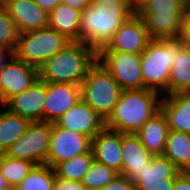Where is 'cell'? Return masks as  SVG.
I'll return each instance as SVG.
<instances>
[{
    "mask_svg": "<svg viewBox=\"0 0 190 190\" xmlns=\"http://www.w3.org/2000/svg\"><path fill=\"white\" fill-rule=\"evenodd\" d=\"M134 13L128 0H92L81 12L79 41L98 51Z\"/></svg>",
    "mask_w": 190,
    "mask_h": 190,
    "instance_id": "cell-1",
    "label": "cell"
},
{
    "mask_svg": "<svg viewBox=\"0 0 190 190\" xmlns=\"http://www.w3.org/2000/svg\"><path fill=\"white\" fill-rule=\"evenodd\" d=\"M98 62V51L80 41H71L39 69V79L46 83L80 85L89 70Z\"/></svg>",
    "mask_w": 190,
    "mask_h": 190,
    "instance_id": "cell-2",
    "label": "cell"
},
{
    "mask_svg": "<svg viewBox=\"0 0 190 190\" xmlns=\"http://www.w3.org/2000/svg\"><path fill=\"white\" fill-rule=\"evenodd\" d=\"M160 102L161 95L152 90H122L112 113L105 120V127L136 134L147 120L160 111Z\"/></svg>",
    "mask_w": 190,
    "mask_h": 190,
    "instance_id": "cell-3",
    "label": "cell"
},
{
    "mask_svg": "<svg viewBox=\"0 0 190 190\" xmlns=\"http://www.w3.org/2000/svg\"><path fill=\"white\" fill-rule=\"evenodd\" d=\"M186 6L183 0H147L136 13L143 19L151 39L178 40Z\"/></svg>",
    "mask_w": 190,
    "mask_h": 190,
    "instance_id": "cell-4",
    "label": "cell"
},
{
    "mask_svg": "<svg viewBox=\"0 0 190 190\" xmlns=\"http://www.w3.org/2000/svg\"><path fill=\"white\" fill-rule=\"evenodd\" d=\"M81 99L104 121L112 113L122 92L113 76L97 62L80 84Z\"/></svg>",
    "mask_w": 190,
    "mask_h": 190,
    "instance_id": "cell-5",
    "label": "cell"
},
{
    "mask_svg": "<svg viewBox=\"0 0 190 190\" xmlns=\"http://www.w3.org/2000/svg\"><path fill=\"white\" fill-rule=\"evenodd\" d=\"M143 88L168 91L169 74L174 60V40L151 39L141 54Z\"/></svg>",
    "mask_w": 190,
    "mask_h": 190,
    "instance_id": "cell-6",
    "label": "cell"
},
{
    "mask_svg": "<svg viewBox=\"0 0 190 190\" xmlns=\"http://www.w3.org/2000/svg\"><path fill=\"white\" fill-rule=\"evenodd\" d=\"M71 41L50 27L19 33L14 56L38 69Z\"/></svg>",
    "mask_w": 190,
    "mask_h": 190,
    "instance_id": "cell-7",
    "label": "cell"
},
{
    "mask_svg": "<svg viewBox=\"0 0 190 190\" xmlns=\"http://www.w3.org/2000/svg\"><path fill=\"white\" fill-rule=\"evenodd\" d=\"M51 134L52 123L30 122L25 133L4 154L35 165L47 164Z\"/></svg>",
    "mask_w": 190,
    "mask_h": 190,
    "instance_id": "cell-8",
    "label": "cell"
},
{
    "mask_svg": "<svg viewBox=\"0 0 190 190\" xmlns=\"http://www.w3.org/2000/svg\"><path fill=\"white\" fill-rule=\"evenodd\" d=\"M118 82L122 90L142 89L141 54L98 51V62Z\"/></svg>",
    "mask_w": 190,
    "mask_h": 190,
    "instance_id": "cell-9",
    "label": "cell"
},
{
    "mask_svg": "<svg viewBox=\"0 0 190 190\" xmlns=\"http://www.w3.org/2000/svg\"><path fill=\"white\" fill-rule=\"evenodd\" d=\"M91 148V137L61 128L56 123H52L47 165L54 168L60 162L72 159L81 153L92 151Z\"/></svg>",
    "mask_w": 190,
    "mask_h": 190,
    "instance_id": "cell-10",
    "label": "cell"
},
{
    "mask_svg": "<svg viewBox=\"0 0 190 190\" xmlns=\"http://www.w3.org/2000/svg\"><path fill=\"white\" fill-rule=\"evenodd\" d=\"M39 79L38 68L15 56L0 69V105L22 93Z\"/></svg>",
    "mask_w": 190,
    "mask_h": 190,
    "instance_id": "cell-11",
    "label": "cell"
},
{
    "mask_svg": "<svg viewBox=\"0 0 190 190\" xmlns=\"http://www.w3.org/2000/svg\"><path fill=\"white\" fill-rule=\"evenodd\" d=\"M150 40L143 19L134 13L121 25L109 42L98 51L142 54Z\"/></svg>",
    "mask_w": 190,
    "mask_h": 190,
    "instance_id": "cell-12",
    "label": "cell"
},
{
    "mask_svg": "<svg viewBox=\"0 0 190 190\" xmlns=\"http://www.w3.org/2000/svg\"><path fill=\"white\" fill-rule=\"evenodd\" d=\"M180 172L164 155H153L134 185L136 190H173Z\"/></svg>",
    "mask_w": 190,
    "mask_h": 190,
    "instance_id": "cell-13",
    "label": "cell"
},
{
    "mask_svg": "<svg viewBox=\"0 0 190 190\" xmlns=\"http://www.w3.org/2000/svg\"><path fill=\"white\" fill-rule=\"evenodd\" d=\"M80 100V85L71 83H46L43 121L56 123L64 113Z\"/></svg>",
    "mask_w": 190,
    "mask_h": 190,
    "instance_id": "cell-14",
    "label": "cell"
},
{
    "mask_svg": "<svg viewBox=\"0 0 190 190\" xmlns=\"http://www.w3.org/2000/svg\"><path fill=\"white\" fill-rule=\"evenodd\" d=\"M45 99L46 82L38 79L28 89L11 97L2 107L30 122H39L43 121Z\"/></svg>",
    "mask_w": 190,
    "mask_h": 190,
    "instance_id": "cell-15",
    "label": "cell"
},
{
    "mask_svg": "<svg viewBox=\"0 0 190 190\" xmlns=\"http://www.w3.org/2000/svg\"><path fill=\"white\" fill-rule=\"evenodd\" d=\"M3 6L19 33L48 27L49 14L41 9L34 0H5Z\"/></svg>",
    "mask_w": 190,
    "mask_h": 190,
    "instance_id": "cell-16",
    "label": "cell"
},
{
    "mask_svg": "<svg viewBox=\"0 0 190 190\" xmlns=\"http://www.w3.org/2000/svg\"><path fill=\"white\" fill-rule=\"evenodd\" d=\"M56 124L92 139L105 127V121L82 99L64 113Z\"/></svg>",
    "mask_w": 190,
    "mask_h": 190,
    "instance_id": "cell-17",
    "label": "cell"
},
{
    "mask_svg": "<svg viewBox=\"0 0 190 190\" xmlns=\"http://www.w3.org/2000/svg\"><path fill=\"white\" fill-rule=\"evenodd\" d=\"M122 132L104 127L92 139L94 159L111 167L122 175Z\"/></svg>",
    "mask_w": 190,
    "mask_h": 190,
    "instance_id": "cell-18",
    "label": "cell"
},
{
    "mask_svg": "<svg viewBox=\"0 0 190 190\" xmlns=\"http://www.w3.org/2000/svg\"><path fill=\"white\" fill-rule=\"evenodd\" d=\"M122 175L135 182L153 155L142 145L136 134L122 133Z\"/></svg>",
    "mask_w": 190,
    "mask_h": 190,
    "instance_id": "cell-19",
    "label": "cell"
},
{
    "mask_svg": "<svg viewBox=\"0 0 190 190\" xmlns=\"http://www.w3.org/2000/svg\"><path fill=\"white\" fill-rule=\"evenodd\" d=\"M160 110L167 119L169 130L190 134V92L161 99Z\"/></svg>",
    "mask_w": 190,
    "mask_h": 190,
    "instance_id": "cell-20",
    "label": "cell"
},
{
    "mask_svg": "<svg viewBox=\"0 0 190 190\" xmlns=\"http://www.w3.org/2000/svg\"><path fill=\"white\" fill-rule=\"evenodd\" d=\"M190 92V45L174 40V60L170 69L168 95Z\"/></svg>",
    "mask_w": 190,
    "mask_h": 190,
    "instance_id": "cell-21",
    "label": "cell"
},
{
    "mask_svg": "<svg viewBox=\"0 0 190 190\" xmlns=\"http://www.w3.org/2000/svg\"><path fill=\"white\" fill-rule=\"evenodd\" d=\"M169 131L167 119L160 110L146 121L136 135L152 155H163Z\"/></svg>",
    "mask_w": 190,
    "mask_h": 190,
    "instance_id": "cell-22",
    "label": "cell"
},
{
    "mask_svg": "<svg viewBox=\"0 0 190 190\" xmlns=\"http://www.w3.org/2000/svg\"><path fill=\"white\" fill-rule=\"evenodd\" d=\"M81 12L60 3L49 13L48 27L55 29L70 41H79Z\"/></svg>",
    "mask_w": 190,
    "mask_h": 190,
    "instance_id": "cell-23",
    "label": "cell"
},
{
    "mask_svg": "<svg viewBox=\"0 0 190 190\" xmlns=\"http://www.w3.org/2000/svg\"><path fill=\"white\" fill-rule=\"evenodd\" d=\"M163 155L181 172L190 171V134L170 130Z\"/></svg>",
    "mask_w": 190,
    "mask_h": 190,
    "instance_id": "cell-24",
    "label": "cell"
},
{
    "mask_svg": "<svg viewBox=\"0 0 190 190\" xmlns=\"http://www.w3.org/2000/svg\"><path fill=\"white\" fill-rule=\"evenodd\" d=\"M30 121L11 113L0 111V154L5 153L26 131Z\"/></svg>",
    "mask_w": 190,
    "mask_h": 190,
    "instance_id": "cell-25",
    "label": "cell"
},
{
    "mask_svg": "<svg viewBox=\"0 0 190 190\" xmlns=\"http://www.w3.org/2000/svg\"><path fill=\"white\" fill-rule=\"evenodd\" d=\"M93 160V152L87 151L72 159L60 162L54 167L56 178L59 180L81 182Z\"/></svg>",
    "mask_w": 190,
    "mask_h": 190,
    "instance_id": "cell-26",
    "label": "cell"
},
{
    "mask_svg": "<svg viewBox=\"0 0 190 190\" xmlns=\"http://www.w3.org/2000/svg\"><path fill=\"white\" fill-rule=\"evenodd\" d=\"M56 179L54 168L47 164L35 165L17 188L20 190H54Z\"/></svg>",
    "mask_w": 190,
    "mask_h": 190,
    "instance_id": "cell-27",
    "label": "cell"
},
{
    "mask_svg": "<svg viewBox=\"0 0 190 190\" xmlns=\"http://www.w3.org/2000/svg\"><path fill=\"white\" fill-rule=\"evenodd\" d=\"M30 161L14 159L0 154V172L10 188L17 187L34 168Z\"/></svg>",
    "mask_w": 190,
    "mask_h": 190,
    "instance_id": "cell-28",
    "label": "cell"
},
{
    "mask_svg": "<svg viewBox=\"0 0 190 190\" xmlns=\"http://www.w3.org/2000/svg\"><path fill=\"white\" fill-rule=\"evenodd\" d=\"M119 175L115 169L94 159L81 184L86 190H102Z\"/></svg>",
    "mask_w": 190,
    "mask_h": 190,
    "instance_id": "cell-29",
    "label": "cell"
},
{
    "mask_svg": "<svg viewBox=\"0 0 190 190\" xmlns=\"http://www.w3.org/2000/svg\"><path fill=\"white\" fill-rule=\"evenodd\" d=\"M19 32L15 23L8 15L6 8L0 6V47L6 48L13 53L17 47Z\"/></svg>",
    "mask_w": 190,
    "mask_h": 190,
    "instance_id": "cell-30",
    "label": "cell"
},
{
    "mask_svg": "<svg viewBox=\"0 0 190 190\" xmlns=\"http://www.w3.org/2000/svg\"><path fill=\"white\" fill-rule=\"evenodd\" d=\"M102 190H136L134 182L130 181L124 175H119Z\"/></svg>",
    "mask_w": 190,
    "mask_h": 190,
    "instance_id": "cell-31",
    "label": "cell"
},
{
    "mask_svg": "<svg viewBox=\"0 0 190 190\" xmlns=\"http://www.w3.org/2000/svg\"><path fill=\"white\" fill-rule=\"evenodd\" d=\"M179 40L190 45V4H187L183 11L182 32Z\"/></svg>",
    "mask_w": 190,
    "mask_h": 190,
    "instance_id": "cell-32",
    "label": "cell"
},
{
    "mask_svg": "<svg viewBox=\"0 0 190 190\" xmlns=\"http://www.w3.org/2000/svg\"><path fill=\"white\" fill-rule=\"evenodd\" d=\"M173 190H190V171L178 174Z\"/></svg>",
    "mask_w": 190,
    "mask_h": 190,
    "instance_id": "cell-33",
    "label": "cell"
},
{
    "mask_svg": "<svg viewBox=\"0 0 190 190\" xmlns=\"http://www.w3.org/2000/svg\"><path fill=\"white\" fill-rule=\"evenodd\" d=\"M54 190H86L81 182L56 179Z\"/></svg>",
    "mask_w": 190,
    "mask_h": 190,
    "instance_id": "cell-34",
    "label": "cell"
},
{
    "mask_svg": "<svg viewBox=\"0 0 190 190\" xmlns=\"http://www.w3.org/2000/svg\"><path fill=\"white\" fill-rule=\"evenodd\" d=\"M63 0H34V2L48 14L56 8Z\"/></svg>",
    "mask_w": 190,
    "mask_h": 190,
    "instance_id": "cell-35",
    "label": "cell"
},
{
    "mask_svg": "<svg viewBox=\"0 0 190 190\" xmlns=\"http://www.w3.org/2000/svg\"><path fill=\"white\" fill-rule=\"evenodd\" d=\"M92 0H63L62 3L66 4L70 8L83 11L87 8Z\"/></svg>",
    "mask_w": 190,
    "mask_h": 190,
    "instance_id": "cell-36",
    "label": "cell"
},
{
    "mask_svg": "<svg viewBox=\"0 0 190 190\" xmlns=\"http://www.w3.org/2000/svg\"><path fill=\"white\" fill-rule=\"evenodd\" d=\"M12 58L14 56V53L12 51L7 50L6 48H1L0 47V69L7 64L6 62L8 60V56Z\"/></svg>",
    "mask_w": 190,
    "mask_h": 190,
    "instance_id": "cell-37",
    "label": "cell"
},
{
    "mask_svg": "<svg viewBox=\"0 0 190 190\" xmlns=\"http://www.w3.org/2000/svg\"><path fill=\"white\" fill-rule=\"evenodd\" d=\"M147 0H128V3L130 4V6L135 10L137 11L139 8H141L144 3L146 2Z\"/></svg>",
    "mask_w": 190,
    "mask_h": 190,
    "instance_id": "cell-38",
    "label": "cell"
},
{
    "mask_svg": "<svg viewBox=\"0 0 190 190\" xmlns=\"http://www.w3.org/2000/svg\"><path fill=\"white\" fill-rule=\"evenodd\" d=\"M9 188H10L9 185L7 184L5 178L2 176L0 172V190H5Z\"/></svg>",
    "mask_w": 190,
    "mask_h": 190,
    "instance_id": "cell-39",
    "label": "cell"
},
{
    "mask_svg": "<svg viewBox=\"0 0 190 190\" xmlns=\"http://www.w3.org/2000/svg\"><path fill=\"white\" fill-rule=\"evenodd\" d=\"M11 190H20V189L17 187H12Z\"/></svg>",
    "mask_w": 190,
    "mask_h": 190,
    "instance_id": "cell-40",
    "label": "cell"
},
{
    "mask_svg": "<svg viewBox=\"0 0 190 190\" xmlns=\"http://www.w3.org/2000/svg\"><path fill=\"white\" fill-rule=\"evenodd\" d=\"M184 2H186L187 4H190V0H183Z\"/></svg>",
    "mask_w": 190,
    "mask_h": 190,
    "instance_id": "cell-41",
    "label": "cell"
}]
</instances>
